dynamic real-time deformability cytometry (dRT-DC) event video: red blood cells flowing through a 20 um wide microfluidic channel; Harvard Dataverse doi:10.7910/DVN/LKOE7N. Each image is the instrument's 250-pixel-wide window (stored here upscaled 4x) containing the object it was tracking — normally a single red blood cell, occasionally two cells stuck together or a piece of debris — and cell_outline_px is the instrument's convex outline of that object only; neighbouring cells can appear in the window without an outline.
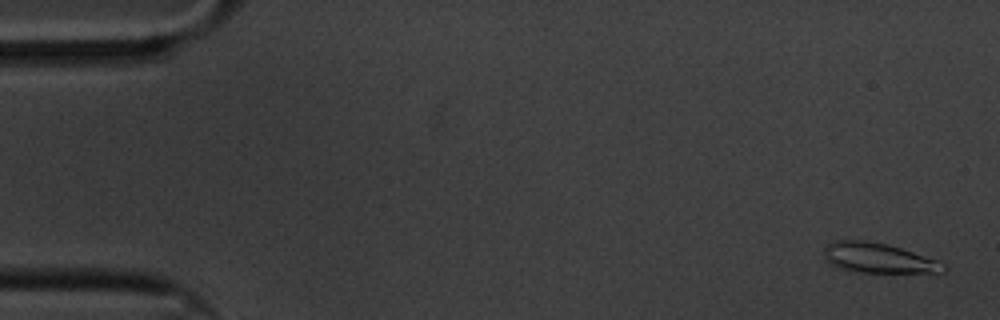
{"species": "common noctule bat (a hibernating species)", "species_latin": "Nyctalus noctula", "temperature_condition": "cold", "stored_images_in_passage": 60, "camera_frame_rate_fps": 3000, "um_per_image_px": 0.085, "animal": {"sex": "male", "body_mass_g": 20.1, "forearm_length_mm": 53.5}, "frame": {"image": 1, "passage_image": 2, "time_ms": 0.333, "image_size_px": [1000, 320], "cell_outline_px": [[948, 268], [944, 272], [852, 272], [840, 268], [832, 264], [824, 256], [824, 248], [832, 240], [868, 240], [888, 244], [936, 260], [944, 264]], "centroid_in_image_um": [74.62, 21.92], "position_along_channel_um": 10.4, "area_um2": 20.69}}
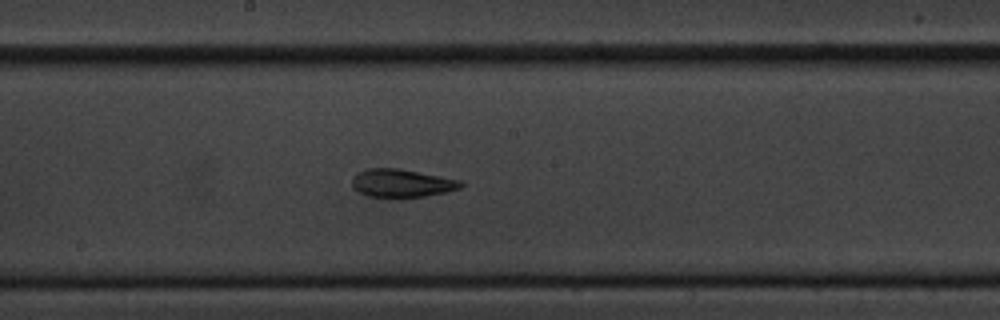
{"frame": {"image": 2, "passage_image": 32, "time_ms": 10.333, "image_size_px": [1000, 320], "cell_outline_px": [[464, 184], [460, 188], [448, 192], [400, 200], [396, 200], [368, 196], [360, 192], [352, 184], [352, 180], [360, 172], [368, 168], [400, 168], [464, 180]], "centroid_in_image_um": [34.23, 15.6], "position_along_channel_um": 214.0, "area_um2": 18.44}}
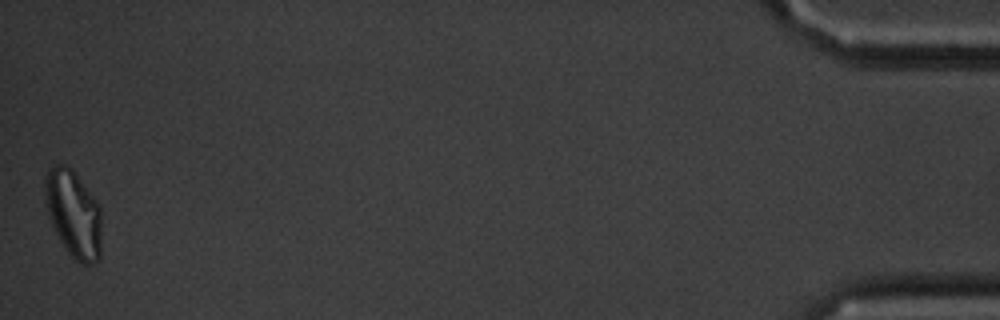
{"frame": {"image": 3, "passage_image": 60, "time_ms": 19.667, "image_size_px": [1000, 320], "cell_outline_px": [[100, 260], [96, 264], [80, 264], [72, 260], [60, 240], [48, 216], [44, 200], [44, 180], [48, 168], [52, 164], [64, 164], [72, 168], [100, 204]], "centroid_in_image_um": [6.23, 18.17], "position_along_channel_um": 429.0, "area_um2": 29.42}, "authors_computed_cell_mechanics": {"area_um2": 18.6116, "velocity_mm_per_s": 3.2929, "shape_relaxation_time_tau1_ms": 4.3725, "shape_relaxation_time_tau2_ms": 3.1004, "deformation_change_tau1": 0.1411, "deformation_change_tau2": 0.089}}